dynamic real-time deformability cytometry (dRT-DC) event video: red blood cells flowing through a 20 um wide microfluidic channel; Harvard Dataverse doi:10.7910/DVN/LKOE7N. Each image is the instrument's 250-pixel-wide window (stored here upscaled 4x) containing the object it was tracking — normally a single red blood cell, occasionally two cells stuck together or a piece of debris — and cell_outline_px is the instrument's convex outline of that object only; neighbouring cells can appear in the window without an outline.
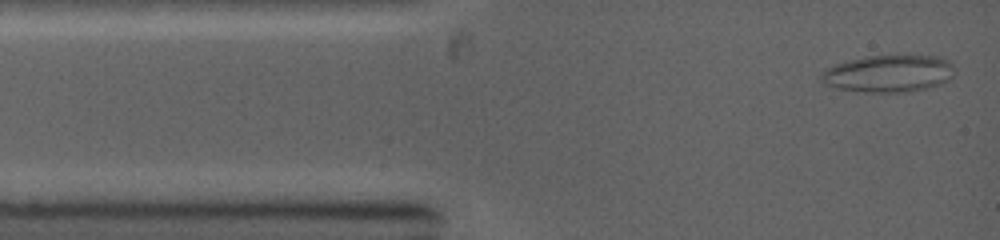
{"species": "common noctule bat (a hibernating species)", "species_latin": "Nyctalus noctula", "temperature_condition": "warm", "stored_images_in_passage": 12, "camera_frame_rate_fps": 5000, "um_per_image_px": 0.085, "animal": {"sex": "female", "body_mass_g": 19.0, "forearm_length_mm": 53.3}, "frame": {"image": 1, "passage_image": 1, "time_ms": 0.0, "image_size_px": [1000, 240], "cell_outline_px": [[952, 76], [944, 84], [912, 92], [856, 92], [836, 88], [820, 80], [820, 76], [828, 68], [836, 64], [868, 56], [940, 56], [948, 60], [952, 64]], "centroid_in_image_um": [75.57, 6.28], "position_along_channel_um": 9.4, "area_um2": 28.78}}
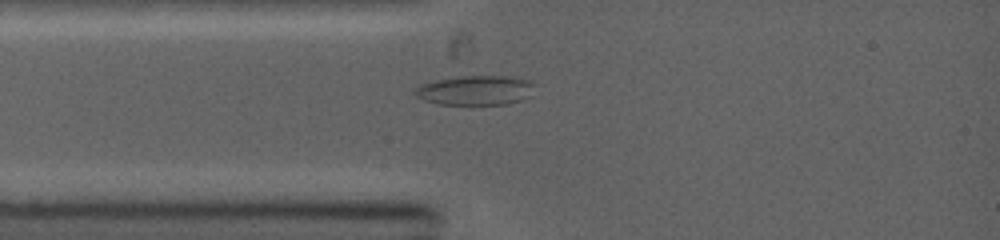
{"frame": {"image": 2, "passage_image": 8, "time_ms": 2.0, "image_size_px": [1000, 240], "cell_outline_px": [[536, 84], [532, 96], [524, 100], [508, 104], [440, 104], [424, 100], [416, 96], [412, 92], [420, 84], [436, 80], [460, 76], [512, 76], [528, 80]], "centroid_in_image_um": [40.47, 7.67], "position_along_channel_um": 44.5, "area_um2": 20.92}}